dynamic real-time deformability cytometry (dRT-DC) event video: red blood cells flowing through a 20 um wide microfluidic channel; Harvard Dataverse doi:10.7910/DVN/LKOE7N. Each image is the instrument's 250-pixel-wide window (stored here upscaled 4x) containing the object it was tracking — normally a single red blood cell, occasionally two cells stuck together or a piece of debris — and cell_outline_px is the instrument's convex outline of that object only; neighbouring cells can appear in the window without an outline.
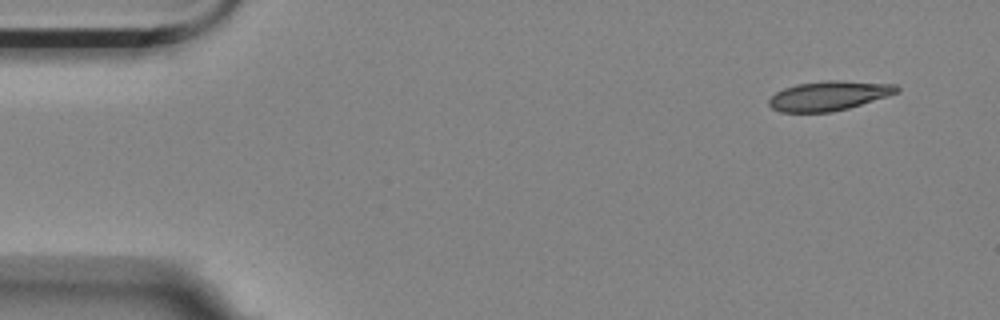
{"species": "Egyptian fruit bat (a non-hibernating species)", "species_latin": "Rousettus aegyptiacus", "temperature_condition": "room temperature", "stored_images_in_passage": 4, "camera_frame_rate_fps": 3000, "um_per_image_px": 0.085, "animal": {"sex": "female"}, "frame": {"image": 1, "passage_image": 1, "time_ms": 0.0, "image_size_px": [1000, 320], "cell_outline_px": [[900, 92], [888, 96], [848, 108], [832, 112], [780, 112], [772, 108], [768, 104], [768, 100], [776, 92], [784, 88], [796, 84], [828, 80], [836, 80], [896, 84], [900, 88]], "centroid_in_image_um": [70.46, 8.14], "position_along_channel_um": 14.5, "area_um2": 22.02}}
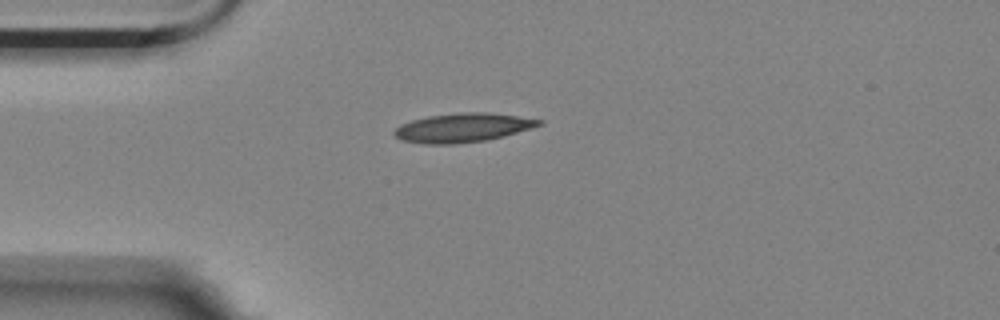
{"frame": {"image": 2, "passage_image": 4, "time_ms": 1.0, "image_size_px": [1000, 320], "cell_outline_px": [[544, 124], [532, 128], [504, 136], [484, 140], [456, 144], [424, 144], [404, 140], [396, 136], [392, 132], [400, 124], [412, 120], [428, 116], [460, 112], [488, 112], [544, 120]], "centroid_in_image_um": [39.35, 10.85], "position_along_channel_um": 45.7, "area_um2": 24.39}}